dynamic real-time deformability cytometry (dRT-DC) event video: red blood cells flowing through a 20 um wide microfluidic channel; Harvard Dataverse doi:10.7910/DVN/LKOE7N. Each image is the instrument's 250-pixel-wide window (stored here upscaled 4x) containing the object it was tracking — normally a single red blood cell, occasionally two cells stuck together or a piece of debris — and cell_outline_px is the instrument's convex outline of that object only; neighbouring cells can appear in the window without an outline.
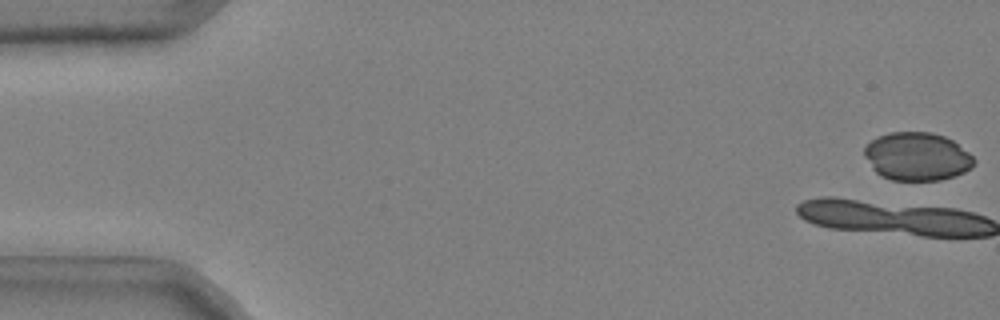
{"species": "common noctule bat (a hibernating species)", "species_latin": "Nyctalus noctula", "temperature_condition": "cold", "stored_images_in_passage": 21, "camera_frame_rate_fps": 3000, "um_per_image_px": 0.085, "animal": {"sex": "male", "body_mass_g": 20.4}, "frame": {"image": 1, "passage_image": 1, "time_ms": 0.0, "image_size_px": [1000, 320], "cell_outline_px": [[976, 160], [972, 168], [956, 176], [940, 180], [892, 180], [880, 176], [872, 168], [864, 156], [864, 148], [872, 140], [888, 132], [932, 132], [944, 136], [952, 140], [968, 152]], "centroid_in_image_um": [77.96, 13.31], "position_along_channel_um": 7.0, "area_um2": 30.87}}
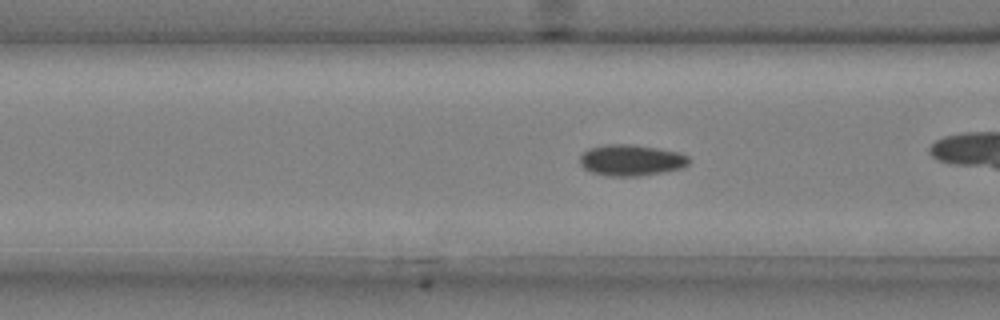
{"frame": {"image": 2, "passage_image": 18, "time_ms": 5.667, "image_size_px": [1000, 320], "cell_outline_px": [[692, 160], [684, 168], [664, 172], [640, 176], [604, 176], [592, 172], [584, 168], [580, 164], [580, 156], [588, 148], [604, 144], [632, 144], [660, 148], [680, 152], [688, 156]], "centroid_in_image_um": [53.68, 13.61], "position_along_channel_um": 112.9, "area_um2": 20.23}}